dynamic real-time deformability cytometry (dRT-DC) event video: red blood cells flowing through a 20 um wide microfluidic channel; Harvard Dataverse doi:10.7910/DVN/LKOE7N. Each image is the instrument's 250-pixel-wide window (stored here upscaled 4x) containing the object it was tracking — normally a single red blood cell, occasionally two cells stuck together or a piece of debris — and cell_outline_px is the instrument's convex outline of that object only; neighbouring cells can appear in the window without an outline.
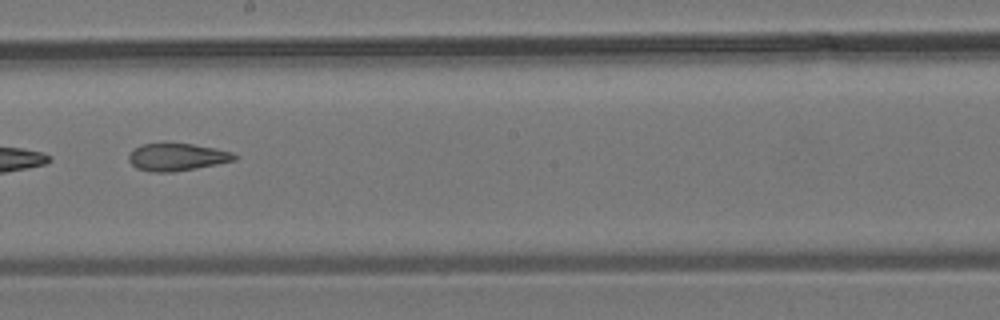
{"species": "common noctule bat (a hibernating species)", "species_latin": "Nyctalus noctula", "temperature_condition": "room temperature", "stored_images_in_passage": 6, "camera_frame_rate_fps": 3000, "um_per_image_px": 0.085, "animal": {"sex": "male", "body_mass_g": 19.2, "forearm_length_mm": 51.8}, "frame": {"image": 1, "passage_image": 6, "time_ms": 5.667, "image_size_px": [1000, 320], "cell_outline_px": [[240, 156], [236, 160], [196, 168], [172, 172], [152, 172], [136, 168], [128, 160], [128, 156], [136, 148], [144, 144], [192, 144], [216, 148], [232, 152]], "centroid_in_image_um": [15.09, 13.36], "position_along_channel_um": 233.1, "area_um2": 16.7}}